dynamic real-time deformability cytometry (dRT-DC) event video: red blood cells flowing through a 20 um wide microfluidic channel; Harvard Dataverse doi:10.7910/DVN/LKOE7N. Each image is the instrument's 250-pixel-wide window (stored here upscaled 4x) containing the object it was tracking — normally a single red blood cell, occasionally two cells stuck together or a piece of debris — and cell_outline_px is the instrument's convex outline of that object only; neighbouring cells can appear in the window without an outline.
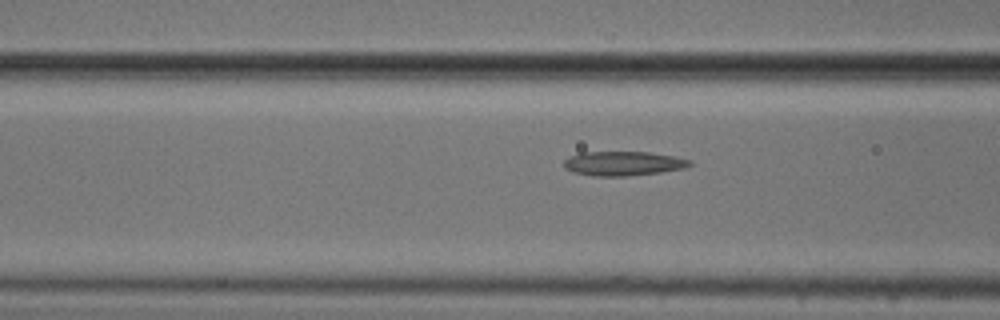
{"species": "common noctule bat (a hibernating species)", "species_latin": "Nyctalus noctula", "temperature_condition": "cold", "stored_images_in_passage": 13, "camera_frame_rate_fps": 3000, "um_per_image_px": 0.085, "animal": {"sex": "male", "body_mass_g": 20.5, "forearm_length_mm": 52.5}, "frame": {"image": 1, "passage_image": 8, "time_ms": 2.333, "image_size_px": [1000, 320], "cell_outline_px": [[692, 164], [684, 168], [660, 172], [624, 176], [592, 176], [572, 172], [564, 168], [564, 160], [580, 152], [648, 152], [672, 156], [692, 160]], "centroid_in_image_um": [52.95, 13.9], "position_along_channel_um": 113.7, "area_um2": 17.74}}